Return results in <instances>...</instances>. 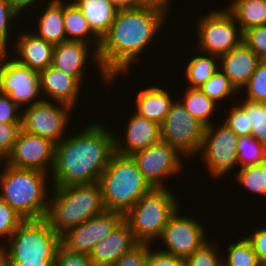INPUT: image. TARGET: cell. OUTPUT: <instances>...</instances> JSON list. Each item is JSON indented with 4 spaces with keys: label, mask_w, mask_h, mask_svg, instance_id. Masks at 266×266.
I'll list each match as a JSON object with an SVG mask.
<instances>
[{
    "label": "cell",
    "mask_w": 266,
    "mask_h": 266,
    "mask_svg": "<svg viewBox=\"0 0 266 266\" xmlns=\"http://www.w3.org/2000/svg\"><path fill=\"white\" fill-rule=\"evenodd\" d=\"M160 130L161 140L172 145L185 157V161L187 158L189 160L197 157L205 126L195 119L178 99L174 100L170 111L160 125Z\"/></svg>",
    "instance_id": "10"
},
{
    "label": "cell",
    "mask_w": 266,
    "mask_h": 266,
    "mask_svg": "<svg viewBox=\"0 0 266 266\" xmlns=\"http://www.w3.org/2000/svg\"><path fill=\"white\" fill-rule=\"evenodd\" d=\"M220 9H212L198 18L194 50L219 57L243 42V33L235 18L225 8Z\"/></svg>",
    "instance_id": "8"
},
{
    "label": "cell",
    "mask_w": 266,
    "mask_h": 266,
    "mask_svg": "<svg viewBox=\"0 0 266 266\" xmlns=\"http://www.w3.org/2000/svg\"><path fill=\"white\" fill-rule=\"evenodd\" d=\"M50 189L52 191L45 220L60 236L68 229L106 211L99 182Z\"/></svg>",
    "instance_id": "4"
},
{
    "label": "cell",
    "mask_w": 266,
    "mask_h": 266,
    "mask_svg": "<svg viewBox=\"0 0 266 266\" xmlns=\"http://www.w3.org/2000/svg\"><path fill=\"white\" fill-rule=\"evenodd\" d=\"M225 9L235 18L242 33L266 25V0H231Z\"/></svg>",
    "instance_id": "27"
},
{
    "label": "cell",
    "mask_w": 266,
    "mask_h": 266,
    "mask_svg": "<svg viewBox=\"0 0 266 266\" xmlns=\"http://www.w3.org/2000/svg\"><path fill=\"white\" fill-rule=\"evenodd\" d=\"M215 241V242H214ZM220 244L210 238L189 257L184 259L185 266H223V255L219 254Z\"/></svg>",
    "instance_id": "35"
},
{
    "label": "cell",
    "mask_w": 266,
    "mask_h": 266,
    "mask_svg": "<svg viewBox=\"0 0 266 266\" xmlns=\"http://www.w3.org/2000/svg\"><path fill=\"white\" fill-rule=\"evenodd\" d=\"M181 207L169 187L152 188L124 215V220L139 243L153 244Z\"/></svg>",
    "instance_id": "6"
},
{
    "label": "cell",
    "mask_w": 266,
    "mask_h": 266,
    "mask_svg": "<svg viewBox=\"0 0 266 266\" xmlns=\"http://www.w3.org/2000/svg\"><path fill=\"white\" fill-rule=\"evenodd\" d=\"M138 244L129 224L123 220L113 232L93 247L89 257L94 266H112Z\"/></svg>",
    "instance_id": "20"
},
{
    "label": "cell",
    "mask_w": 266,
    "mask_h": 266,
    "mask_svg": "<svg viewBox=\"0 0 266 266\" xmlns=\"http://www.w3.org/2000/svg\"><path fill=\"white\" fill-rule=\"evenodd\" d=\"M243 42L260 58L266 60V25L251 28L243 33Z\"/></svg>",
    "instance_id": "40"
},
{
    "label": "cell",
    "mask_w": 266,
    "mask_h": 266,
    "mask_svg": "<svg viewBox=\"0 0 266 266\" xmlns=\"http://www.w3.org/2000/svg\"><path fill=\"white\" fill-rule=\"evenodd\" d=\"M55 145L47 138L21 129L4 162L16 168L36 169L50 174L54 165Z\"/></svg>",
    "instance_id": "16"
},
{
    "label": "cell",
    "mask_w": 266,
    "mask_h": 266,
    "mask_svg": "<svg viewBox=\"0 0 266 266\" xmlns=\"http://www.w3.org/2000/svg\"><path fill=\"white\" fill-rule=\"evenodd\" d=\"M200 89L218 105L222 103V100L223 102L226 100V102H229L228 100L234 99V97L235 99L233 102H235V100H237L236 96L239 95V91L220 69H218Z\"/></svg>",
    "instance_id": "31"
},
{
    "label": "cell",
    "mask_w": 266,
    "mask_h": 266,
    "mask_svg": "<svg viewBox=\"0 0 266 266\" xmlns=\"http://www.w3.org/2000/svg\"><path fill=\"white\" fill-rule=\"evenodd\" d=\"M241 236L238 241L227 244L226 255H223V266H263L251 244L243 235Z\"/></svg>",
    "instance_id": "30"
},
{
    "label": "cell",
    "mask_w": 266,
    "mask_h": 266,
    "mask_svg": "<svg viewBox=\"0 0 266 266\" xmlns=\"http://www.w3.org/2000/svg\"><path fill=\"white\" fill-rule=\"evenodd\" d=\"M0 93L7 94L23 109L42 101L39 72L19 63L11 57V51L1 52Z\"/></svg>",
    "instance_id": "12"
},
{
    "label": "cell",
    "mask_w": 266,
    "mask_h": 266,
    "mask_svg": "<svg viewBox=\"0 0 266 266\" xmlns=\"http://www.w3.org/2000/svg\"><path fill=\"white\" fill-rule=\"evenodd\" d=\"M0 164L3 168L0 171V198L24 220L45 219L50 174L36 169L16 168L4 161Z\"/></svg>",
    "instance_id": "3"
},
{
    "label": "cell",
    "mask_w": 266,
    "mask_h": 266,
    "mask_svg": "<svg viewBox=\"0 0 266 266\" xmlns=\"http://www.w3.org/2000/svg\"><path fill=\"white\" fill-rule=\"evenodd\" d=\"M61 236L45 219L25 220L1 246L4 264L55 260Z\"/></svg>",
    "instance_id": "7"
},
{
    "label": "cell",
    "mask_w": 266,
    "mask_h": 266,
    "mask_svg": "<svg viewBox=\"0 0 266 266\" xmlns=\"http://www.w3.org/2000/svg\"><path fill=\"white\" fill-rule=\"evenodd\" d=\"M184 96L177 98L186 110L198 121H200L205 127L212 124L214 113L219 106L216 102L211 100L200 88L185 89L182 93ZM212 116V117H211Z\"/></svg>",
    "instance_id": "28"
},
{
    "label": "cell",
    "mask_w": 266,
    "mask_h": 266,
    "mask_svg": "<svg viewBox=\"0 0 266 266\" xmlns=\"http://www.w3.org/2000/svg\"><path fill=\"white\" fill-rule=\"evenodd\" d=\"M25 220L0 198V246L17 230ZM3 238V239H2Z\"/></svg>",
    "instance_id": "39"
},
{
    "label": "cell",
    "mask_w": 266,
    "mask_h": 266,
    "mask_svg": "<svg viewBox=\"0 0 266 266\" xmlns=\"http://www.w3.org/2000/svg\"><path fill=\"white\" fill-rule=\"evenodd\" d=\"M239 93H242L248 101L266 103V60L259 62L250 80Z\"/></svg>",
    "instance_id": "36"
},
{
    "label": "cell",
    "mask_w": 266,
    "mask_h": 266,
    "mask_svg": "<svg viewBox=\"0 0 266 266\" xmlns=\"http://www.w3.org/2000/svg\"><path fill=\"white\" fill-rule=\"evenodd\" d=\"M161 86H148L142 90L139 89L135 95V112L140 116L156 122L161 125L170 111L174 102L171 92Z\"/></svg>",
    "instance_id": "23"
},
{
    "label": "cell",
    "mask_w": 266,
    "mask_h": 266,
    "mask_svg": "<svg viewBox=\"0 0 266 266\" xmlns=\"http://www.w3.org/2000/svg\"><path fill=\"white\" fill-rule=\"evenodd\" d=\"M4 266H55V260H41V262H24L21 264H4Z\"/></svg>",
    "instance_id": "49"
},
{
    "label": "cell",
    "mask_w": 266,
    "mask_h": 266,
    "mask_svg": "<svg viewBox=\"0 0 266 266\" xmlns=\"http://www.w3.org/2000/svg\"><path fill=\"white\" fill-rule=\"evenodd\" d=\"M234 181H236L242 189L249 190L252 194H258L260 197H266V183L264 173L262 172V162L257 165L238 168L234 176Z\"/></svg>",
    "instance_id": "34"
},
{
    "label": "cell",
    "mask_w": 266,
    "mask_h": 266,
    "mask_svg": "<svg viewBox=\"0 0 266 266\" xmlns=\"http://www.w3.org/2000/svg\"><path fill=\"white\" fill-rule=\"evenodd\" d=\"M22 123H0V161L10 154L18 137Z\"/></svg>",
    "instance_id": "41"
},
{
    "label": "cell",
    "mask_w": 266,
    "mask_h": 266,
    "mask_svg": "<svg viewBox=\"0 0 266 266\" xmlns=\"http://www.w3.org/2000/svg\"><path fill=\"white\" fill-rule=\"evenodd\" d=\"M217 125V126H215ZM238 136L224 122L212 123L205 127L204 137L197 156L209 172L210 177L222 179L226 174L238 167ZM202 158V159H201ZM237 166V167H236Z\"/></svg>",
    "instance_id": "9"
},
{
    "label": "cell",
    "mask_w": 266,
    "mask_h": 266,
    "mask_svg": "<svg viewBox=\"0 0 266 266\" xmlns=\"http://www.w3.org/2000/svg\"><path fill=\"white\" fill-rule=\"evenodd\" d=\"M149 243H139L131 251L125 253L112 266H147Z\"/></svg>",
    "instance_id": "42"
},
{
    "label": "cell",
    "mask_w": 266,
    "mask_h": 266,
    "mask_svg": "<svg viewBox=\"0 0 266 266\" xmlns=\"http://www.w3.org/2000/svg\"><path fill=\"white\" fill-rule=\"evenodd\" d=\"M150 244L147 266H185L184 259L160 249L152 248Z\"/></svg>",
    "instance_id": "45"
},
{
    "label": "cell",
    "mask_w": 266,
    "mask_h": 266,
    "mask_svg": "<svg viewBox=\"0 0 266 266\" xmlns=\"http://www.w3.org/2000/svg\"><path fill=\"white\" fill-rule=\"evenodd\" d=\"M109 2L117 9L124 10L135 8L143 4L144 0H109Z\"/></svg>",
    "instance_id": "48"
},
{
    "label": "cell",
    "mask_w": 266,
    "mask_h": 266,
    "mask_svg": "<svg viewBox=\"0 0 266 266\" xmlns=\"http://www.w3.org/2000/svg\"><path fill=\"white\" fill-rule=\"evenodd\" d=\"M252 232V233H251ZM250 234L245 233L243 236L251 244L254 252L256 253L260 263L266 266V227H259ZM248 235V236H247Z\"/></svg>",
    "instance_id": "46"
},
{
    "label": "cell",
    "mask_w": 266,
    "mask_h": 266,
    "mask_svg": "<svg viewBox=\"0 0 266 266\" xmlns=\"http://www.w3.org/2000/svg\"><path fill=\"white\" fill-rule=\"evenodd\" d=\"M82 11L92 31L100 38L109 31L117 9L109 0H72Z\"/></svg>",
    "instance_id": "26"
},
{
    "label": "cell",
    "mask_w": 266,
    "mask_h": 266,
    "mask_svg": "<svg viewBox=\"0 0 266 266\" xmlns=\"http://www.w3.org/2000/svg\"><path fill=\"white\" fill-rule=\"evenodd\" d=\"M144 1L160 3V4L166 5L167 7L171 8L170 7L171 6L170 5L171 4V0H144Z\"/></svg>",
    "instance_id": "50"
},
{
    "label": "cell",
    "mask_w": 266,
    "mask_h": 266,
    "mask_svg": "<svg viewBox=\"0 0 266 266\" xmlns=\"http://www.w3.org/2000/svg\"><path fill=\"white\" fill-rule=\"evenodd\" d=\"M93 58V62L97 68V74L100 76L103 85H112V79L103 70L98 51L90 44L81 41H66L60 44H56L53 51L52 64L58 70L73 76L81 85L84 84L87 69L86 63ZM89 59V60H88ZM85 71V72H84ZM85 76V77H84ZM84 78V79H83ZM108 83V84H107Z\"/></svg>",
    "instance_id": "17"
},
{
    "label": "cell",
    "mask_w": 266,
    "mask_h": 266,
    "mask_svg": "<svg viewBox=\"0 0 266 266\" xmlns=\"http://www.w3.org/2000/svg\"><path fill=\"white\" fill-rule=\"evenodd\" d=\"M130 156L153 188L168 187L167 183L165 184L167 178L175 177L176 174L181 173L184 168L182 164L185 162L183 155L172 145L162 140Z\"/></svg>",
    "instance_id": "13"
},
{
    "label": "cell",
    "mask_w": 266,
    "mask_h": 266,
    "mask_svg": "<svg viewBox=\"0 0 266 266\" xmlns=\"http://www.w3.org/2000/svg\"><path fill=\"white\" fill-rule=\"evenodd\" d=\"M103 204L106 211L125 215L153 187L139 171L131 156L114 153L101 174Z\"/></svg>",
    "instance_id": "5"
},
{
    "label": "cell",
    "mask_w": 266,
    "mask_h": 266,
    "mask_svg": "<svg viewBox=\"0 0 266 266\" xmlns=\"http://www.w3.org/2000/svg\"><path fill=\"white\" fill-rule=\"evenodd\" d=\"M0 266H4V257L2 252V247L0 246Z\"/></svg>",
    "instance_id": "52"
},
{
    "label": "cell",
    "mask_w": 266,
    "mask_h": 266,
    "mask_svg": "<svg viewBox=\"0 0 266 266\" xmlns=\"http://www.w3.org/2000/svg\"><path fill=\"white\" fill-rule=\"evenodd\" d=\"M11 6L19 13L22 14L24 11L29 12V8H35L39 4L40 0H7ZM38 1V2H37ZM43 4V1H40V4ZM28 8V9H27ZM26 9V10H25Z\"/></svg>",
    "instance_id": "47"
},
{
    "label": "cell",
    "mask_w": 266,
    "mask_h": 266,
    "mask_svg": "<svg viewBox=\"0 0 266 266\" xmlns=\"http://www.w3.org/2000/svg\"><path fill=\"white\" fill-rule=\"evenodd\" d=\"M39 84L43 100L67 104L74 109L83 88L73 76L51 65L39 72Z\"/></svg>",
    "instance_id": "19"
},
{
    "label": "cell",
    "mask_w": 266,
    "mask_h": 266,
    "mask_svg": "<svg viewBox=\"0 0 266 266\" xmlns=\"http://www.w3.org/2000/svg\"><path fill=\"white\" fill-rule=\"evenodd\" d=\"M55 266H94L88 254L75 253L62 245L58 247Z\"/></svg>",
    "instance_id": "43"
},
{
    "label": "cell",
    "mask_w": 266,
    "mask_h": 266,
    "mask_svg": "<svg viewBox=\"0 0 266 266\" xmlns=\"http://www.w3.org/2000/svg\"><path fill=\"white\" fill-rule=\"evenodd\" d=\"M194 52L196 55L192 54L184 68V76L188 81L187 87L200 88L219 69V57L205 53L197 55V50Z\"/></svg>",
    "instance_id": "29"
},
{
    "label": "cell",
    "mask_w": 266,
    "mask_h": 266,
    "mask_svg": "<svg viewBox=\"0 0 266 266\" xmlns=\"http://www.w3.org/2000/svg\"><path fill=\"white\" fill-rule=\"evenodd\" d=\"M169 14L166 5L149 1L135 8L117 10L98 50L100 64L113 85L120 75H129L142 52L157 40Z\"/></svg>",
    "instance_id": "1"
},
{
    "label": "cell",
    "mask_w": 266,
    "mask_h": 266,
    "mask_svg": "<svg viewBox=\"0 0 266 266\" xmlns=\"http://www.w3.org/2000/svg\"><path fill=\"white\" fill-rule=\"evenodd\" d=\"M37 17V30L34 34L53 45L66 42L64 30V0H50Z\"/></svg>",
    "instance_id": "24"
},
{
    "label": "cell",
    "mask_w": 266,
    "mask_h": 266,
    "mask_svg": "<svg viewBox=\"0 0 266 266\" xmlns=\"http://www.w3.org/2000/svg\"><path fill=\"white\" fill-rule=\"evenodd\" d=\"M227 111L222 114L225 118L222 120L226 126L231 129L238 137L250 136L252 127H249V116L245 110L235 101L231 103Z\"/></svg>",
    "instance_id": "38"
},
{
    "label": "cell",
    "mask_w": 266,
    "mask_h": 266,
    "mask_svg": "<svg viewBox=\"0 0 266 266\" xmlns=\"http://www.w3.org/2000/svg\"><path fill=\"white\" fill-rule=\"evenodd\" d=\"M124 220L118 212L105 211L61 235V245L75 253L90 254L93 247L113 232Z\"/></svg>",
    "instance_id": "15"
},
{
    "label": "cell",
    "mask_w": 266,
    "mask_h": 266,
    "mask_svg": "<svg viewBox=\"0 0 266 266\" xmlns=\"http://www.w3.org/2000/svg\"><path fill=\"white\" fill-rule=\"evenodd\" d=\"M88 123L81 131L69 134L55 145L54 165L50 173L52 187L99 182L115 153V132L99 122Z\"/></svg>",
    "instance_id": "2"
},
{
    "label": "cell",
    "mask_w": 266,
    "mask_h": 266,
    "mask_svg": "<svg viewBox=\"0 0 266 266\" xmlns=\"http://www.w3.org/2000/svg\"><path fill=\"white\" fill-rule=\"evenodd\" d=\"M14 38L15 54L12 57L19 63L33 69L35 71H42L52 64V57L55 45L46 42L44 39L37 37L32 31L26 30Z\"/></svg>",
    "instance_id": "21"
},
{
    "label": "cell",
    "mask_w": 266,
    "mask_h": 266,
    "mask_svg": "<svg viewBox=\"0 0 266 266\" xmlns=\"http://www.w3.org/2000/svg\"><path fill=\"white\" fill-rule=\"evenodd\" d=\"M73 110V112H72ZM75 113L70 105L42 100L22 109L21 128L25 132L60 143ZM69 122V124H68Z\"/></svg>",
    "instance_id": "11"
},
{
    "label": "cell",
    "mask_w": 266,
    "mask_h": 266,
    "mask_svg": "<svg viewBox=\"0 0 266 266\" xmlns=\"http://www.w3.org/2000/svg\"><path fill=\"white\" fill-rule=\"evenodd\" d=\"M262 172L264 173V178L266 183V158L262 161Z\"/></svg>",
    "instance_id": "51"
},
{
    "label": "cell",
    "mask_w": 266,
    "mask_h": 266,
    "mask_svg": "<svg viewBox=\"0 0 266 266\" xmlns=\"http://www.w3.org/2000/svg\"><path fill=\"white\" fill-rule=\"evenodd\" d=\"M179 210L170 218L156 242L162 241L159 243L165 245L164 248L157 249L185 259L208 241V235L202 223L197 221V217L194 219L187 214L183 215L182 210Z\"/></svg>",
    "instance_id": "14"
},
{
    "label": "cell",
    "mask_w": 266,
    "mask_h": 266,
    "mask_svg": "<svg viewBox=\"0 0 266 266\" xmlns=\"http://www.w3.org/2000/svg\"><path fill=\"white\" fill-rule=\"evenodd\" d=\"M19 15L7 0H0V52H10L8 48L11 49L12 36L9 34L14 30L12 26L17 22L16 17H21Z\"/></svg>",
    "instance_id": "37"
},
{
    "label": "cell",
    "mask_w": 266,
    "mask_h": 266,
    "mask_svg": "<svg viewBox=\"0 0 266 266\" xmlns=\"http://www.w3.org/2000/svg\"><path fill=\"white\" fill-rule=\"evenodd\" d=\"M133 113V114H132ZM126 121L125 134L120 137L114 133L115 153L130 156L133 153L146 149L161 140L160 125L146 119L136 112H131Z\"/></svg>",
    "instance_id": "18"
},
{
    "label": "cell",
    "mask_w": 266,
    "mask_h": 266,
    "mask_svg": "<svg viewBox=\"0 0 266 266\" xmlns=\"http://www.w3.org/2000/svg\"><path fill=\"white\" fill-rule=\"evenodd\" d=\"M64 30L67 41L85 42L99 50L101 39L92 31L82 11L71 0H64Z\"/></svg>",
    "instance_id": "25"
},
{
    "label": "cell",
    "mask_w": 266,
    "mask_h": 266,
    "mask_svg": "<svg viewBox=\"0 0 266 266\" xmlns=\"http://www.w3.org/2000/svg\"><path fill=\"white\" fill-rule=\"evenodd\" d=\"M266 158V145L252 136H241L237 140L239 168L260 164Z\"/></svg>",
    "instance_id": "33"
},
{
    "label": "cell",
    "mask_w": 266,
    "mask_h": 266,
    "mask_svg": "<svg viewBox=\"0 0 266 266\" xmlns=\"http://www.w3.org/2000/svg\"><path fill=\"white\" fill-rule=\"evenodd\" d=\"M239 95L237 102L248 114L249 127H252L250 136L266 145V103L248 101L241 93Z\"/></svg>",
    "instance_id": "32"
},
{
    "label": "cell",
    "mask_w": 266,
    "mask_h": 266,
    "mask_svg": "<svg viewBox=\"0 0 266 266\" xmlns=\"http://www.w3.org/2000/svg\"><path fill=\"white\" fill-rule=\"evenodd\" d=\"M260 61V58L242 42L238 47L219 56V69L240 91L250 80Z\"/></svg>",
    "instance_id": "22"
},
{
    "label": "cell",
    "mask_w": 266,
    "mask_h": 266,
    "mask_svg": "<svg viewBox=\"0 0 266 266\" xmlns=\"http://www.w3.org/2000/svg\"><path fill=\"white\" fill-rule=\"evenodd\" d=\"M0 123H22V108L7 94L0 93Z\"/></svg>",
    "instance_id": "44"
}]
</instances>
